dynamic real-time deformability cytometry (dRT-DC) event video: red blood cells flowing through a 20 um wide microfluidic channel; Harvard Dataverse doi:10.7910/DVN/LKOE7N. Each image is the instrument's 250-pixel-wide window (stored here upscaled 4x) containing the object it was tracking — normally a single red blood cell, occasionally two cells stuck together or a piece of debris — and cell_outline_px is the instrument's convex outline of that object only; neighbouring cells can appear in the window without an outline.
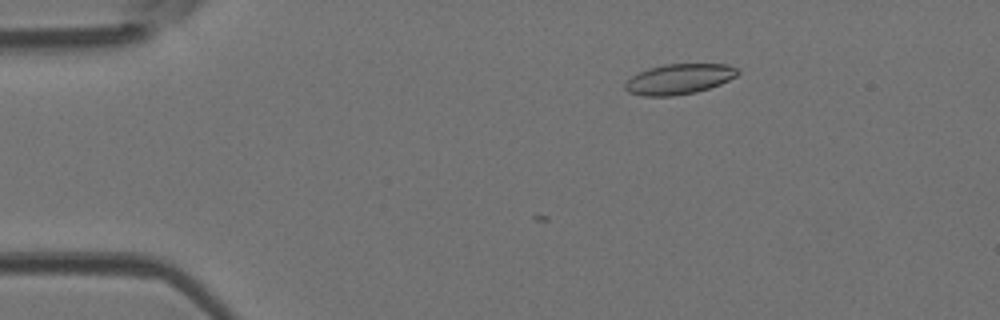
{"species": "Egyptian fruit bat (a non-hibernating species)", "species_latin": "Rousettus aegyptiacus", "temperature_condition": "room temperature", "stored_images_in_passage": 4, "camera_frame_rate_fps": 3000, "um_per_image_px": 0.085, "animal": {"sex": "female"}, "frame": {"image": 1, "passage_image": 2, "time_ms": 0.333, "image_size_px": [1000, 320], "cell_outline_px": [[740, 72], [736, 76], [720, 84], [696, 92], [672, 96], [644, 96], [628, 92], [624, 88], [624, 84], [632, 76], [648, 68], [664, 64], [728, 64], [736, 68]], "centroid_in_image_um": [57.71, 6.72], "position_along_channel_um": 27.3, "area_um2": 19.83}}